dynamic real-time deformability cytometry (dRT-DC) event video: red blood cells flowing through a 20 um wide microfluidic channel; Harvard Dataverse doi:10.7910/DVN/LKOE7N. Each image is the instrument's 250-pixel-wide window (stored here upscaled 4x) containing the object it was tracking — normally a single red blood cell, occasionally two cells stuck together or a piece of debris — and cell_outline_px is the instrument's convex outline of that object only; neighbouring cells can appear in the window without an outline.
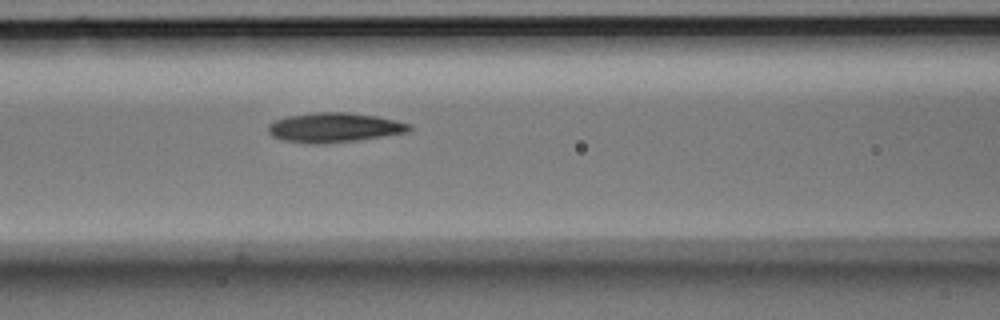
{"species": "Egyptian fruit bat (a non-hibernating species)", "species_latin": "Rousettus aegyptiacus", "temperature_condition": "room temperature", "stored_images_in_passage": 7, "segment_of_instrument_passage": [1, 2], "camera_frame_rate_fps": 3000, "um_per_image_px": 0.085, "animal": {"sex": "male"}, "frame": {"image": 1, "passage_image": 6, "time_ms": 1.667, "image_size_px": [1000, 320], "cell_outline_px": [[412, 128], [408, 132], [356, 140], [324, 144], [308, 144], [284, 140], [272, 136], [268, 132], [268, 124], [276, 120], [288, 116], [316, 112], [348, 112], [376, 116], [412, 124]], "centroid_in_image_um": [28.4, 10.84], "position_along_channel_um": 138.2, "area_um2": 24.28}}